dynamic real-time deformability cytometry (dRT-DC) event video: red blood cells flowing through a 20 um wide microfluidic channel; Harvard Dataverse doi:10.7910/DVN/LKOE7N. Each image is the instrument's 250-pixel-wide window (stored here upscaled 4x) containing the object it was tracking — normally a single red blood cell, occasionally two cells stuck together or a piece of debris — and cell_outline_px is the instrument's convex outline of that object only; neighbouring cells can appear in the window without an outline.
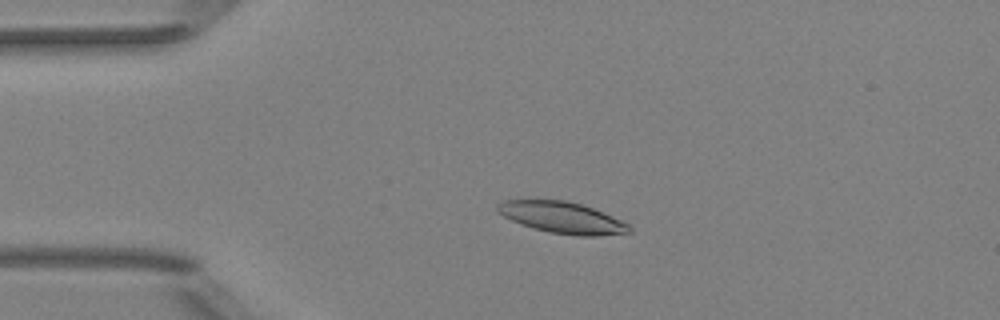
{"species": "Egyptian fruit bat (a non-hibernating species)", "species_latin": "Rousettus aegyptiacus", "temperature_condition": "room temperature", "stored_images_in_passage": 52, "camera_frame_rate_fps": 3000, "um_per_image_px": 0.085, "animal": {"sex": "female"}, "frame": {"image": 1, "passage_image": 12, "time_ms": 3.667, "image_size_px": [1000, 320], "cell_outline_px": [[632, 232], [596, 236], [580, 236], [548, 232], [520, 224], [496, 212], [496, 204], [504, 200], [564, 200], [580, 204], [592, 208], [612, 216], [628, 224], [632, 228]], "centroid_in_image_um": [47.76, 18.5], "position_along_channel_um": 37.2, "area_um2": 23.99}}
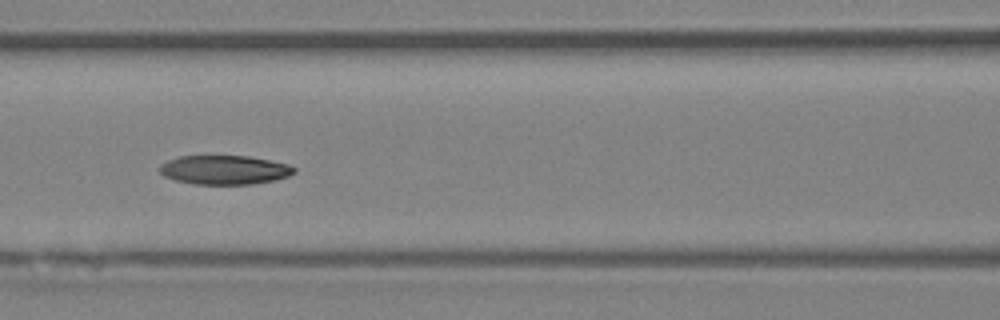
{"frame": {"image": 2, "passage_image": 23, "time_ms": 7.333, "image_size_px": [1000, 320], "cell_outline_px": [[296, 172], [288, 176], [276, 180], [252, 184], [192, 184], [176, 180], [164, 176], [160, 172], [160, 164], [168, 160], [180, 156], [248, 156], [288, 164], [296, 168]], "centroid_in_image_um": [19.09, 14.44], "position_along_channel_um": 147.5, "area_um2": 22.77}}
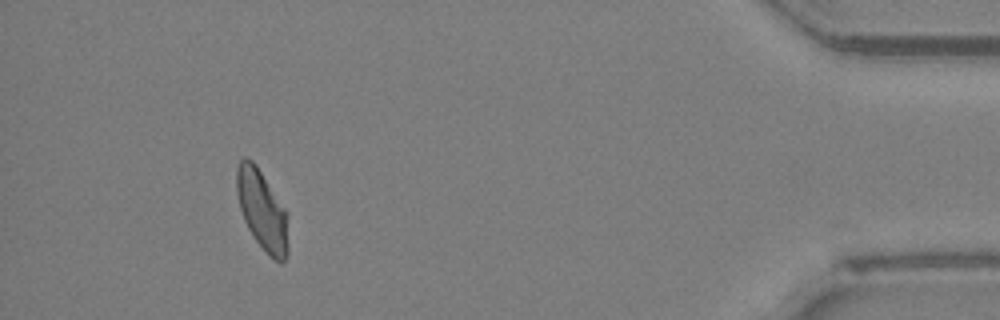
{"frame": {"image": 3, "passage_image": 48, "time_ms": 15.667, "image_size_px": [1000, 320], "cell_outline_px": [[288, 252], [284, 260], [280, 264], [256, 240], [248, 228], [244, 220], [240, 208], [236, 192], [236, 168], [240, 160], [244, 156], [252, 160], [256, 164], [288, 212]], "centroid_in_image_um": [22.29, 17.81], "position_along_channel_um": 412.9, "area_um2": 24.04}}